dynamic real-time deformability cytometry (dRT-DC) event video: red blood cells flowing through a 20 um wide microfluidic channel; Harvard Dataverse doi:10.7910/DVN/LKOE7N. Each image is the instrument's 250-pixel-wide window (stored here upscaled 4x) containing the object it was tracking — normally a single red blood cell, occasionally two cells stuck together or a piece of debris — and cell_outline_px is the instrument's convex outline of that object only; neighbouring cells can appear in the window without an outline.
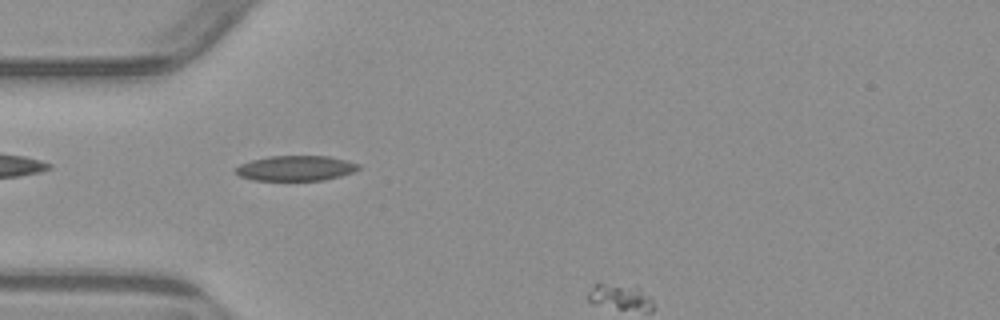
{"species": "common noctule bat (a hibernating species)", "species_latin": "Nyctalus noctula", "temperature_condition": "warm", "stored_images_in_passage": 8, "segment_of_instrument_passage": [1, 2], "camera_frame_rate_fps": 3000, "um_per_image_px": 0.085, "animal": {"sex": "male", "body_mass_g": 23.1, "forearm_length_mm": 52.7}, "frame": {"image": 1, "passage_image": 6, "time_ms": 6.0, "image_size_px": [1000, 320], "cell_outline_px": [[360, 168], [352, 172], [340, 176], [324, 180], [252, 180], [240, 176], [236, 172], [236, 168], [240, 164], [252, 160], [268, 156], [328, 156], [360, 164]], "centroid_in_image_um": [25.14, 14.3], "position_along_channel_um": 59.9, "area_um2": 17.86}}
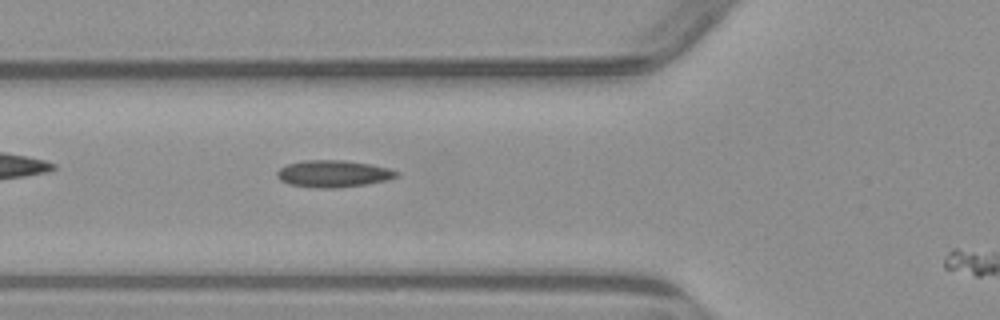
{"frame": {"image": 2, "passage_image": 7, "time_ms": 7.0, "image_size_px": [1000, 320], "cell_outline_px": [[400, 176], [388, 180], [368, 184], [336, 188], [316, 188], [288, 184], [280, 180], [276, 176], [276, 172], [280, 168], [288, 164], [304, 160], [344, 160], [368, 164], [388, 168], [400, 172]], "centroid_in_image_um": [28.34, 14.77], "position_along_channel_um": 97.5, "area_um2": 18.9}}